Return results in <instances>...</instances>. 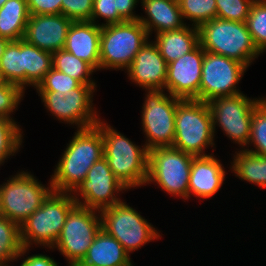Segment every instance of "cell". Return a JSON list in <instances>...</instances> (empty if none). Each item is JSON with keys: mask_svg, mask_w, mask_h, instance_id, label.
Segmentation results:
<instances>
[{"mask_svg": "<svg viewBox=\"0 0 266 266\" xmlns=\"http://www.w3.org/2000/svg\"><path fill=\"white\" fill-rule=\"evenodd\" d=\"M74 133L50 178L53 191L72 193L90 167L104 157L102 132L97 124Z\"/></svg>", "mask_w": 266, "mask_h": 266, "instance_id": "obj_1", "label": "cell"}, {"mask_svg": "<svg viewBox=\"0 0 266 266\" xmlns=\"http://www.w3.org/2000/svg\"><path fill=\"white\" fill-rule=\"evenodd\" d=\"M103 153L114 175L129 190L144 186L148 177V149L138 146L110 124L99 120Z\"/></svg>", "mask_w": 266, "mask_h": 266, "instance_id": "obj_2", "label": "cell"}, {"mask_svg": "<svg viewBox=\"0 0 266 266\" xmlns=\"http://www.w3.org/2000/svg\"><path fill=\"white\" fill-rule=\"evenodd\" d=\"M77 205L72 193L52 191L20 226V238L24 248L32 245L51 250L65 224L69 212ZM34 243V244H33Z\"/></svg>", "mask_w": 266, "mask_h": 266, "instance_id": "obj_3", "label": "cell"}, {"mask_svg": "<svg viewBox=\"0 0 266 266\" xmlns=\"http://www.w3.org/2000/svg\"><path fill=\"white\" fill-rule=\"evenodd\" d=\"M199 44L207 52L235 59L249 67L261 53L246 22L212 19L198 27Z\"/></svg>", "mask_w": 266, "mask_h": 266, "instance_id": "obj_4", "label": "cell"}, {"mask_svg": "<svg viewBox=\"0 0 266 266\" xmlns=\"http://www.w3.org/2000/svg\"><path fill=\"white\" fill-rule=\"evenodd\" d=\"M212 115L208 103L181 100L176 107L175 138L172 147L194 157L207 156L205 149L215 144Z\"/></svg>", "mask_w": 266, "mask_h": 266, "instance_id": "obj_5", "label": "cell"}, {"mask_svg": "<svg viewBox=\"0 0 266 266\" xmlns=\"http://www.w3.org/2000/svg\"><path fill=\"white\" fill-rule=\"evenodd\" d=\"M149 38L138 20L101 26L100 70L126 71Z\"/></svg>", "mask_w": 266, "mask_h": 266, "instance_id": "obj_6", "label": "cell"}, {"mask_svg": "<svg viewBox=\"0 0 266 266\" xmlns=\"http://www.w3.org/2000/svg\"><path fill=\"white\" fill-rule=\"evenodd\" d=\"M39 182L31 172L18 171L0 185V215L19 226L37 209L53 191Z\"/></svg>", "mask_w": 266, "mask_h": 266, "instance_id": "obj_7", "label": "cell"}, {"mask_svg": "<svg viewBox=\"0 0 266 266\" xmlns=\"http://www.w3.org/2000/svg\"><path fill=\"white\" fill-rule=\"evenodd\" d=\"M193 156L172 146L148 150L146 186L157 184L173 197L188 200V184Z\"/></svg>", "mask_w": 266, "mask_h": 266, "instance_id": "obj_8", "label": "cell"}, {"mask_svg": "<svg viewBox=\"0 0 266 266\" xmlns=\"http://www.w3.org/2000/svg\"><path fill=\"white\" fill-rule=\"evenodd\" d=\"M124 200L100 211L101 228L120 242L130 253L149 242L161 239L160 230L154 228L136 209ZM158 230V231H157Z\"/></svg>", "mask_w": 266, "mask_h": 266, "instance_id": "obj_9", "label": "cell"}, {"mask_svg": "<svg viewBox=\"0 0 266 266\" xmlns=\"http://www.w3.org/2000/svg\"><path fill=\"white\" fill-rule=\"evenodd\" d=\"M141 110L142 131L150 150L155 147L172 146L175 138V116L177 104L182 100L165 90H145Z\"/></svg>", "mask_w": 266, "mask_h": 266, "instance_id": "obj_10", "label": "cell"}, {"mask_svg": "<svg viewBox=\"0 0 266 266\" xmlns=\"http://www.w3.org/2000/svg\"><path fill=\"white\" fill-rule=\"evenodd\" d=\"M249 98L243 93L222 96L208 102L213 123L214 136L216 127L222 129L231 142L244 149L250 140L251 121L255 107L264 99Z\"/></svg>", "mask_w": 266, "mask_h": 266, "instance_id": "obj_11", "label": "cell"}, {"mask_svg": "<svg viewBox=\"0 0 266 266\" xmlns=\"http://www.w3.org/2000/svg\"><path fill=\"white\" fill-rule=\"evenodd\" d=\"M100 229V212L76 205L67 215L52 250L57 249L67 260L68 266H76L86 256Z\"/></svg>", "mask_w": 266, "mask_h": 266, "instance_id": "obj_12", "label": "cell"}, {"mask_svg": "<svg viewBox=\"0 0 266 266\" xmlns=\"http://www.w3.org/2000/svg\"><path fill=\"white\" fill-rule=\"evenodd\" d=\"M97 85H80L67 93L37 91L42 103L58 121L75 125L77 129L95 126L101 119L94 108L93 96Z\"/></svg>", "mask_w": 266, "mask_h": 266, "instance_id": "obj_13", "label": "cell"}, {"mask_svg": "<svg viewBox=\"0 0 266 266\" xmlns=\"http://www.w3.org/2000/svg\"><path fill=\"white\" fill-rule=\"evenodd\" d=\"M126 190L129 191L114 175L107 159L102 157L90 167L72 195L77 205L100 212L121 202L120 194Z\"/></svg>", "mask_w": 266, "mask_h": 266, "instance_id": "obj_14", "label": "cell"}, {"mask_svg": "<svg viewBox=\"0 0 266 266\" xmlns=\"http://www.w3.org/2000/svg\"><path fill=\"white\" fill-rule=\"evenodd\" d=\"M247 68L235 59L205 51L199 100L208 103L218 97L242 93L236 85L244 76Z\"/></svg>", "mask_w": 266, "mask_h": 266, "instance_id": "obj_15", "label": "cell"}, {"mask_svg": "<svg viewBox=\"0 0 266 266\" xmlns=\"http://www.w3.org/2000/svg\"><path fill=\"white\" fill-rule=\"evenodd\" d=\"M205 50L199 44L190 53L179 57L167 66L165 91L173 97L199 100L201 70Z\"/></svg>", "mask_w": 266, "mask_h": 266, "instance_id": "obj_16", "label": "cell"}, {"mask_svg": "<svg viewBox=\"0 0 266 266\" xmlns=\"http://www.w3.org/2000/svg\"><path fill=\"white\" fill-rule=\"evenodd\" d=\"M73 21L62 14L30 15L23 39L50 53L64 48Z\"/></svg>", "mask_w": 266, "mask_h": 266, "instance_id": "obj_17", "label": "cell"}, {"mask_svg": "<svg viewBox=\"0 0 266 266\" xmlns=\"http://www.w3.org/2000/svg\"><path fill=\"white\" fill-rule=\"evenodd\" d=\"M167 66L157 45L148 40L126 70L127 77L145 90H165Z\"/></svg>", "mask_w": 266, "mask_h": 266, "instance_id": "obj_18", "label": "cell"}, {"mask_svg": "<svg viewBox=\"0 0 266 266\" xmlns=\"http://www.w3.org/2000/svg\"><path fill=\"white\" fill-rule=\"evenodd\" d=\"M220 159L214 153L207 156H193L188 184V199L195 196L209 199L221 189L226 172Z\"/></svg>", "mask_w": 266, "mask_h": 266, "instance_id": "obj_19", "label": "cell"}, {"mask_svg": "<svg viewBox=\"0 0 266 266\" xmlns=\"http://www.w3.org/2000/svg\"><path fill=\"white\" fill-rule=\"evenodd\" d=\"M100 37L101 25L91 21L72 22L63 49L99 71Z\"/></svg>", "mask_w": 266, "mask_h": 266, "instance_id": "obj_20", "label": "cell"}, {"mask_svg": "<svg viewBox=\"0 0 266 266\" xmlns=\"http://www.w3.org/2000/svg\"><path fill=\"white\" fill-rule=\"evenodd\" d=\"M142 9L146 16H139L138 21L145 27L149 37L154 32L155 35L176 30L184 27V22L179 4L173 0H140Z\"/></svg>", "mask_w": 266, "mask_h": 266, "instance_id": "obj_21", "label": "cell"}, {"mask_svg": "<svg viewBox=\"0 0 266 266\" xmlns=\"http://www.w3.org/2000/svg\"><path fill=\"white\" fill-rule=\"evenodd\" d=\"M130 255L118 240L104 231H98L86 256L76 266H133Z\"/></svg>", "mask_w": 266, "mask_h": 266, "instance_id": "obj_22", "label": "cell"}, {"mask_svg": "<svg viewBox=\"0 0 266 266\" xmlns=\"http://www.w3.org/2000/svg\"><path fill=\"white\" fill-rule=\"evenodd\" d=\"M154 37L153 42L167 64L190 53L199 45L198 28L191 24L176 30L161 32Z\"/></svg>", "mask_w": 266, "mask_h": 266, "instance_id": "obj_23", "label": "cell"}, {"mask_svg": "<svg viewBox=\"0 0 266 266\" xmlns=\"http://www.w3.org/2000/svg\"><path fill=\"white\" fill-rule=\"evenodd\" d=\"M29 16L27 0H7L0 8V37L23 39Z\"/></svg>", "mask_w": 266, "mask_h": 266, "instance_id": "obj_24", "label": "cell"}, {"mask_svg": "<svg viewBox=\"0 0 266 266\" xmlns=\"http://www.w3.org/2000/svg\"><path fill=\"white\" fill-rule=\"evenodd\" d=\"M235 154L233 161L230 163L231 172L241 181L253 183V185L260 186L262 189L266 188V156L241 148Z\"/></svg>", "mask_w": 266, "mask_h": 266, "instance_id": "obj_25", "label": "cell"}, {"mask_svg": "<svg viewBox=\"0 0 266 266\" xmlns=\"http://www.w3.org/2000/svg\"><path fill=\"white\" fill-rule=\"evenodd\" d=\"M0 80L25 91L24 39L8 42L0 59Z\"/></svg>", "mask_w": 266, "mask_h": 266, "instance_id": "obj_26", "label": "cell"}, {"mask_svg": "<svg viewBox=\"0 0 266 266\" xmlns=\"http://www.w3.org/2000/svg\"><path fill=\"white\" fill-rule=\"evenodd\" d=\"M24 68L26 87L36 88L53 68L52 53L39 49L24 40Z\"/></svg>", "mask_w": 266, "mask_h": 266, "instance_id": "obj_27", "label": "cell"}, {"mask_svg": "<svg viewBox=\"0 0 266 266\" xmlns=\"http://www.w3.org/2000/svg\"><path fill=\"white\" fill-rule=\"evenodd\" d=\"M30 248H24L20 238V226L0 215V264L10 265L22 259Z\"/></svg>", "mask_w": 266, "mask_h": 266, "instance_id": "obj_28", "label": "cell"}, {"mask_svg": "<svg viewBox=\"0 0 266 266\" xmlns=\"http://www.w3.org/2000/svg\"><path fill=\"white\" fill-rule=\"evenodd\" d=\"M52 67L76 79L81 85H97L91 78L96 70L86 61L64 49L52 53Z\"/></svg>", "mask_w": 266, "mask_h": 266, "instance_id": "obj_29", "label": "cell"}, {"mask_svg": "<svg viewBox=\"0 0 266 266\" xmlns=\"http://www.w3.org/2000/svg\"><path fill=\"white\" fill-rule=\"evenodd\" d=\"M17 121L0 117V166L15 156L23 143V130Z\"/></svg>", "mask_w": 266, "mask_h": 266, "instance_id": "obj_30", "label": "cell"}, {"mask_svg": "<svg viewBox=\"0 0 266 266\" xmlns=\"http://www.w3.org/2000/svg\"><path fill=\"white\" fill-rule=\"evenodd\" d=\"M178 4L184 21H191L197 28L217 18L216 0H178Z\"/></svg>", "mask_w": 266, "mask_h": 266, "instance_id": "obj_31", "label": "cell"}, {"mask_svg": "<svg viewBox=\"0 0 266 266\" xmlns=\"http://www.w3.org/2000/svg\"><path fill=\"white\" fill-rule=\"evenodd\" d=\"M246 25L259 52H266V0L254 1Z\"/></svg>", "mask_w": 266, "mask_h": 266, "instance_id": "obj_32", "label": "cell"}, {"mask_svg": "<svg viewBox=\"0 0 266 266\" xmlns=\"http://www.w3.org/2000/svg\"><path fill=\"white\" fill-rule=\"evenodd\" d=\"M250 146L254 148L251 147L249 149ZM244 149L261 156H266V97L253 111L250 140Z\"/></svg>", "mask_w": 266, "mask_h": 266, "instance_id": "obj_33", "label": "cell"}, {"mask_svg": "<svg viewBox=\"0 0 266 266\" xmlns=\"http://www.w3.org/2000/svg\"><path fill=\"white\" fill-rule=\"evenodd\" d=\"M255 0H216L217 18L246 22Z\"/></svg>", "mask_w": 266, "mask_h": 266, "instance_id": "obj_34", "label": "cell"}, {"mask_svg": "<svg viewBox=\"0 0 266 266\" xmlns=\"http://www.w3.org/2000/svg\"><path fill=\"white\" fill-rule=\"evenodd\" d=\"M24 92L20 86L0 80V117L12 119L13 112L23 100Z\"/></svg>", "mask_w": 266, "mask_h": 266, "instance_id": "obj_35", "label": "cell"}, {"mask_svg": "<svg viewBox=\"0 0 266 266\" xmlns=\"http://www.w3.org/2000/svg\"><path fill=\"white\" fill-rule=\"evenodd\" d=\"M80 85L76 79L52 68L35 89L36 91H56L58 94H65Z\"/></svg>", "mask_w": 266, "mask_h": 266, "instance_id": "obj_36", "label": "cell"}, {"mask_svg": "<svg viewBox=\"0 0 266 266\" xmlns=\"http://www.w3.org/2000/svg\"><path fill=\"white\" fill-rule=\"evenodd\" d=\"M98 18H102L104 23L99 24ZM90 21L101 26L125 22V20L118 14L115 0H93Z\"/></svg>", "mask_w": 266, "mask_h": 266, "instance_id": "obj_37", "label": "cell"}, {"mask_svg": "<svg viewBox=\"0 0 266 266\" xmlns=\"http://www.w3.org/2000/svg\"><path fill=\"white\" fill-rule=\"evenodd\" d=\"M93 0H62L61 14L73 22L90 21Z\"/></svg>", "mask_w": 266, "mask_h": 266, "instance_id": "obj_38", "label": "cell"}, {"mask_svg": "<svg viewBox=\"0 0 266 266\" xmlns=\"http://www.w3.org/2000/svg\"><path fill=\"white\" fill-rule=\"evenodd\" d=\"M62 0H27L30 15L61 14Z\"/></svg>", "mask_w": 266, "mask_h": 266, "instance_id": "obj_39", "label": "cell"}, {"mask_svg": "<svg viewBox=\"0 0 266 266\" xmlns=\"http://www.w3.org/2000/svg\"><path fill=\"white\" fill-rule=\"evenodd\" d=\"M118 14L125 21H136L140 15H136L135 8L139 0H115ZM134 11V12H133Z\"/></svg>", "mask_w": 266, "mask_h": 266, "instance_id": "obj_40", "label": "cell"}, {"mask_svg": "<svg viewBox=\"0 0 266 266\" xmlns=\"http://www.w3.org/2000/svg\"><path fill=\"white\" fill-rule=\"evenodd\" d=\"M21 261L20 266H59L53 258L45 254L30 255Z\"/></svg>", "mask_w": 266, "mask_h": 266, "instance_id": "obj_41", "label": "cell"}, {"mask_svg": "<svg viewBox=\"0 0 266 266\" xmlns=\"http://www.w3.org/2000/svg\"><path fill=\"white\" fill-rule=\"evenodd\" d=\"M8 42H9V40H7L3 37H0V59H1L2 54L4 53V50H5Z\"/></svg>", "mask_w": 266, "mask_h": 266, "instance_id": "obj_42", "label": "cell"}, {"mask_svg": "<svg viewBox=\"0 0 266 266\" xmlns=\"http://www.w3.org/2000/svg\"><path fill=\"white\" fill-rule=\"evenodd\" d=\"M7 0H0V8L5 4Z\"/></svg>", "mask_w": 266, "mask_h": 266, "instance_id": "obj_43", "label": "cell"}]
</instances>
